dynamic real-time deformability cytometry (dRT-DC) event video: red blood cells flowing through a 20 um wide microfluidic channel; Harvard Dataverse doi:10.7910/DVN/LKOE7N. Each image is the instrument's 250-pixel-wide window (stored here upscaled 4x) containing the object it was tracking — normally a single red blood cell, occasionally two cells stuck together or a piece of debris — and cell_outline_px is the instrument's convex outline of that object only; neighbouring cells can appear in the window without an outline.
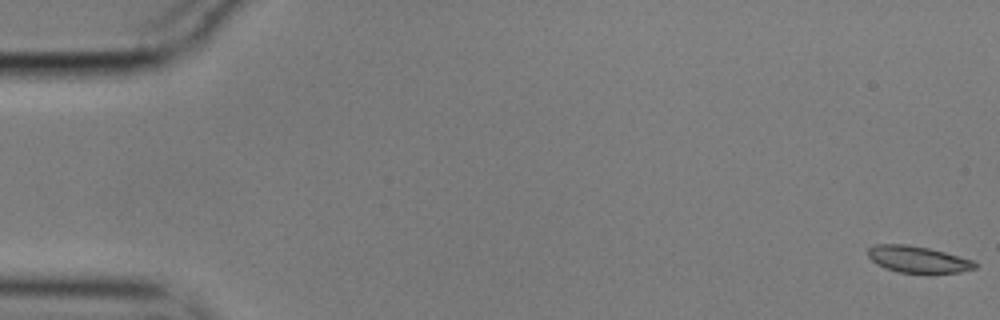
{"species": "common noctule bat (a hibernating species)", "species_latin": "Nyctalus noctula", "temperature_condition": "cold", "stored_images_in_passage": 56, "camera_frame_rate_fps": 3000, "um_per_image_px": 0.085, "animal": {"sex": "male", "body_mass_g": 17.9}, "frame": {"image": 1, "passage_image": 1, "time_ms": 0.0, "image_size_px": [1000, 320], "cell_outline_px": [[980, 264], [976, 268], [960, 272], [900, 272], [884, 268], [876, 264], [868, 256], [868, 248], [872, 244], [908, 244], [928, 248], [976, 260]], "centroid_in_image_um": [78.04, 22.03], "position_along_channel_um": 7.0, "area_um2": 16.65}}
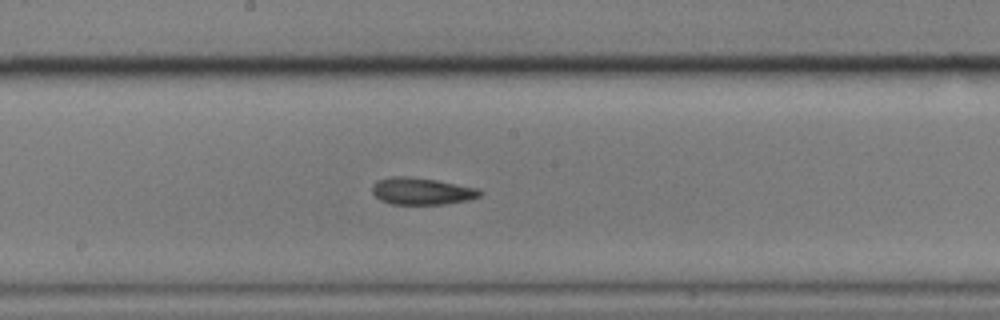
{"frame": {"image": 2, "passage_image": 30, "time_ms": 9.667, "image_size_px": [1000, 320], "cell_outline_px": [[484, 192], [480, 196], [468, 200], [444, 204], [392, 204], [380, 200], [372, 192], [372, 188], [380, 180], [392, 176], [408, 176], [436, 180], [480, 188]], "centroid_in_image_um": [35.91, 16.25], "position_along_channel_um": 212.3, "area_um2": 16.88}}
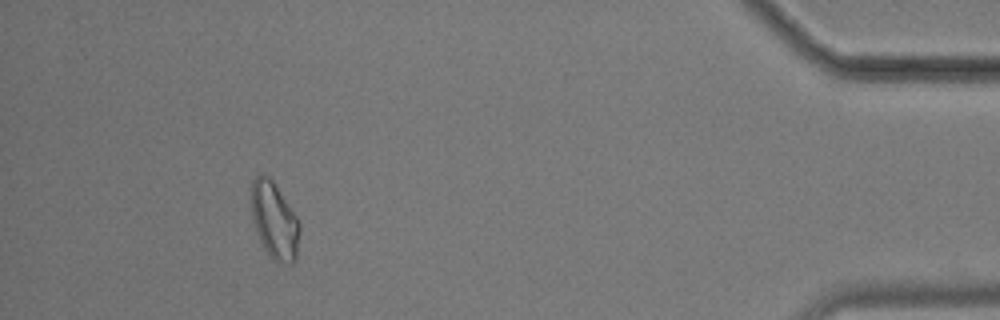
{"frame": {"image": 3, "passage_image": 52, "time_ms": 17.0, "image_size_px": [1000, 320], "cell_outline_px": [[300, 232], [296, 260], [292, 264], [288, 264], [272, 260], [268, 256], [256, 232], [252, 220], [252, 180], [260, 172], [268, 176], [276, 184], [296, 216], [300, 224]], "centroid_in_image_um": [23.33, 18.76], "position_along_channel_um": 411.9, "area_um2": 21.85}, "authors_computed_cell_mechanics": {"area_um2": 17.1088, "velocity_mm_per_s": 3.514, "shape_relaxation_time_tau1_ms": 4.0482, "shape_relaxation_time_tau2_ms": 3.6474, "deformation_change_tau1": 0.1233, "deformation_change_tau2": 0.0713}}